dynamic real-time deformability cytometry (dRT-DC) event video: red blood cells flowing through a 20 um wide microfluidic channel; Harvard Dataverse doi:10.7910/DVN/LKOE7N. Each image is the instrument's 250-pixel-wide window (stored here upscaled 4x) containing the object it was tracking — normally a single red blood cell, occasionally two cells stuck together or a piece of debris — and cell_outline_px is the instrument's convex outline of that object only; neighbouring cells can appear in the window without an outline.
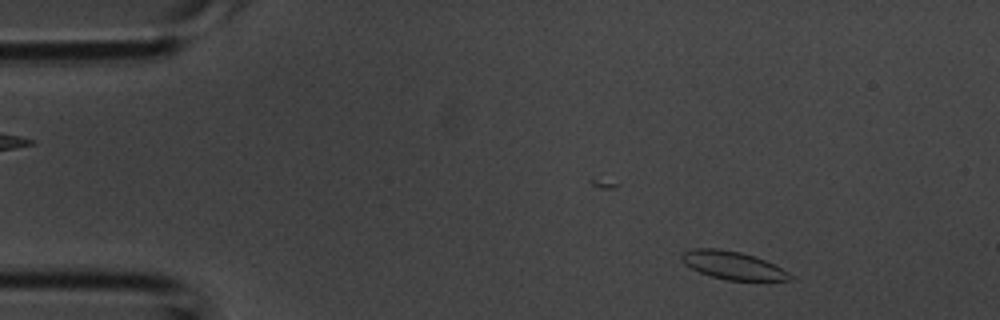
{"species": "common noctule bat (a hibernating species)", "species_latin": "Nyctalus noctula", "temperature_condition": "room temperature", "stored_images_in_passage": 5, "camera_frame_rate_fps": 3000, "um_per_image_px": 0.085, "animal": {"sex": "male", "body_mass_g": 20.1, "forearm_length_mm": 53.5}, "frame": {"image": 1, "passage_image": 2, "time_ms": 0.333, "image_size_px": [1000, 320], "cell_outline_px": [[792, 280], [728, 280], [712, 276], [700, 272], [684, 264], [680, 260], [680, 252], [692, 248], [720, 248], [740, 252], [764, 260], [788, 272], [792, 276]], "centroid_in_image_um": [62.2, 22.53], "position_along_channel_um": 22.8, "area_um2": 17.51}}
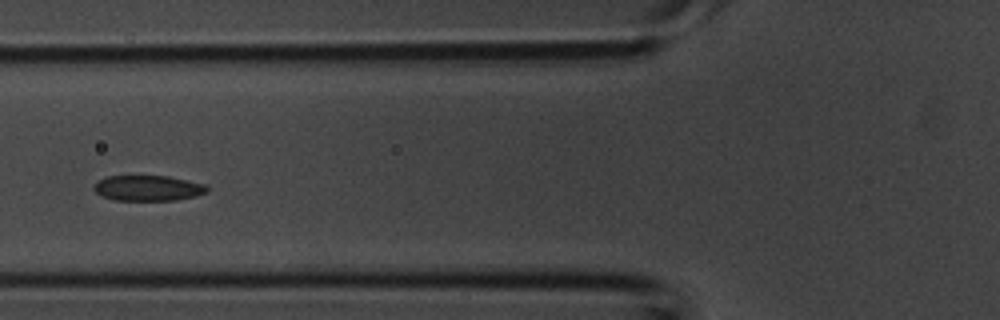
{"frame": {"image": 2, "passage_image": 5, "time_ms": 1.333, "image_size_px": [1000, 320], "cell_outline_px": [[208, 192], [196, 196], [176, 200], [116, 200], [100, 196], [92, 188], [96, 180], [108, 176], [168, 176], [208, 184]], "centroid_in_image_um": [12.58, 15.98], "position_along_channel_um": 113.2, "area_um2": 17.05}}